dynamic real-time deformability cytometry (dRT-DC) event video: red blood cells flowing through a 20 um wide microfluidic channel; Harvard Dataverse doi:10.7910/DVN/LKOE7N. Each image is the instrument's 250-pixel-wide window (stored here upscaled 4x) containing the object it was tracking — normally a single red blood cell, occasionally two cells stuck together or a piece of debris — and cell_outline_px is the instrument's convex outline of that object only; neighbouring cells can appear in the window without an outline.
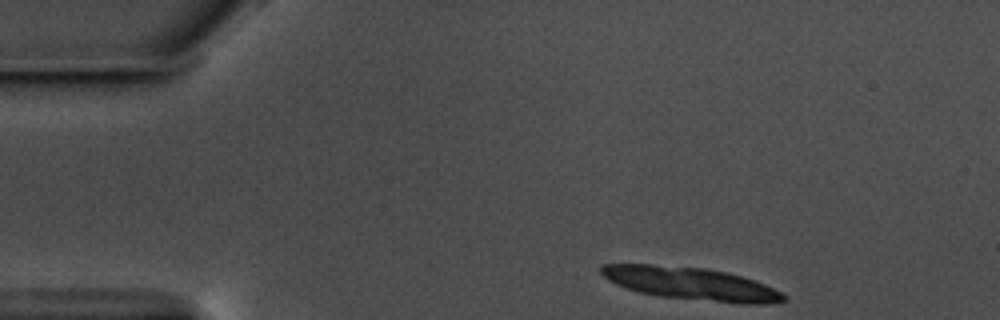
{"species": "common noctule bat (a hibernating species)", "species_latin": "Nyctalus noctula", "temperature_condition": "warm", "stored_images_in_passage": 8, "camera_frame_rate_fps": 3000, "um_per_image_px": 0.085, "animal": {"sex": "male", "body_mass_g": 17.5, "forearm_length_mm": 52.3}, "frame": {"image": 1, "passage_image": 1, "time_ms": 0.0, "image_size_px": [1000, 320], "cell_outline_px": [[788, 300], [768, 304], [744, 304], [660, 296], [640, 292], [616, 284], [608, 280], [600, 272], [600, 264], [652, 264], [704, 268], [728, 272], [764, 284], [788, 296]], "centroid_in_image_um": [58.74, 24.1], "position_along_channel_um": 26.3, "area_um2": 34.56}}